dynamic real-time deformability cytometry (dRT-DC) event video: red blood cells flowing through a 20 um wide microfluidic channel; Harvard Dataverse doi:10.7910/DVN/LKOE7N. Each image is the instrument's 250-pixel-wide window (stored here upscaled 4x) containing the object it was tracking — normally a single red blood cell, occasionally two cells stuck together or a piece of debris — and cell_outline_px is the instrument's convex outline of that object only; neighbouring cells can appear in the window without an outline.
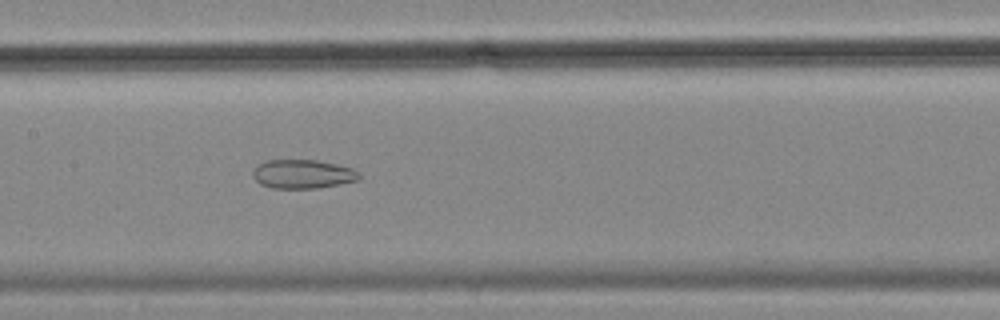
{"species": "common noctule bat (a hibernating species)", "species_latin": "Nyctalus noctula", "temperature_condition": "cold", "stored_images_in_passage": 53, "camera_frame_rate_fps": 3000, "um_per_image_px": 0.085, "animal": {"sex": "female", "body_mass_g": 18.4}, "frame": {"image": 1, "passage_image": 28, "time_ms": 9.0, "image_size_px": [1000, 320], "cell_outline_px": [[360, 180], [320, 188], [272, 188], [260, 184], [252, 176], [252, 172], [256, 164], [264, 160], [316, 160], [336, 164], [352, 168], [360, 172]], "centroid_in_image_um": [25.72, 14.79], "position_along_channel_um": 181.7, "area_um2": 18.15}}
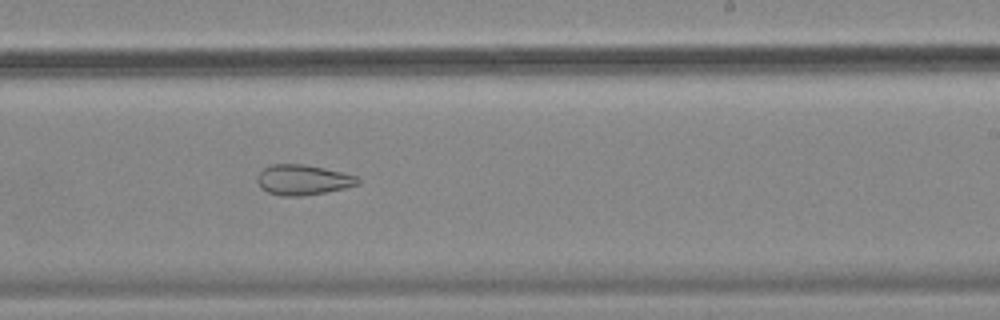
{"frame": {"image": 2, "passage_image": 35, "time_ms": 11.333, "image_size_px": [1000, 320], "cell_outline_px": [[360, 184], [344, 188], [304, 196], [280, 196], [268, 192], [260, 188], [256, 180], [256, 176], [264, 168], [272, 164], [304, 164], [324, 168], [356, 176], [360, 180]], "centroid_in_image_um": [25.71, 15.29], "position_along_channel_um": 263.3, "area_um2": 17.74}}
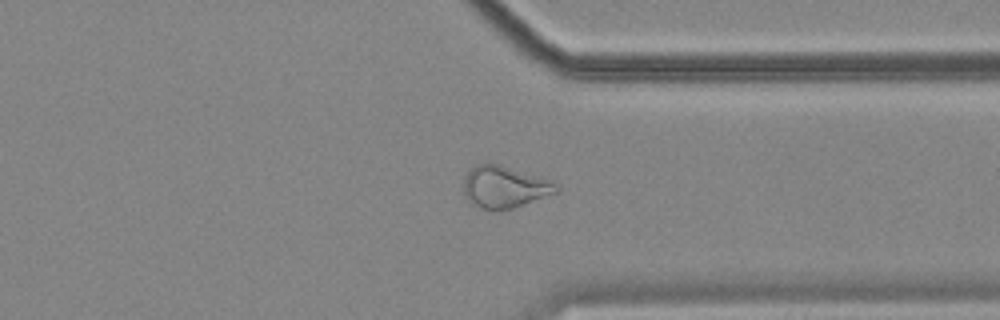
{"frame": {"image": 3, "passage_image": 44, "time_ms": 14.333, "image_size_px": [1000, 320], "cell_outline_px": [[556, 192], [512, 208], [480, 208], [468, 200], [464, 196], [464, 176], [476, 164], [500, 164], [552, 180], [556, 184]], "centroid_in_image_um": [42.85, 15.86], "position_along_channel_um": 368.5, "area_um2": 22.02}, "authors_computed_cell_mechanics": {"area_um2": 24.1026, "velocity_mm_per_s": 3.521, "shape_relaxation_time_tau1_ms": null, "shape_relaxation_time_tau2_ms": 3.0951, "deformation_change_tau1": null, "deformation_change_tau2": 0.0997}}